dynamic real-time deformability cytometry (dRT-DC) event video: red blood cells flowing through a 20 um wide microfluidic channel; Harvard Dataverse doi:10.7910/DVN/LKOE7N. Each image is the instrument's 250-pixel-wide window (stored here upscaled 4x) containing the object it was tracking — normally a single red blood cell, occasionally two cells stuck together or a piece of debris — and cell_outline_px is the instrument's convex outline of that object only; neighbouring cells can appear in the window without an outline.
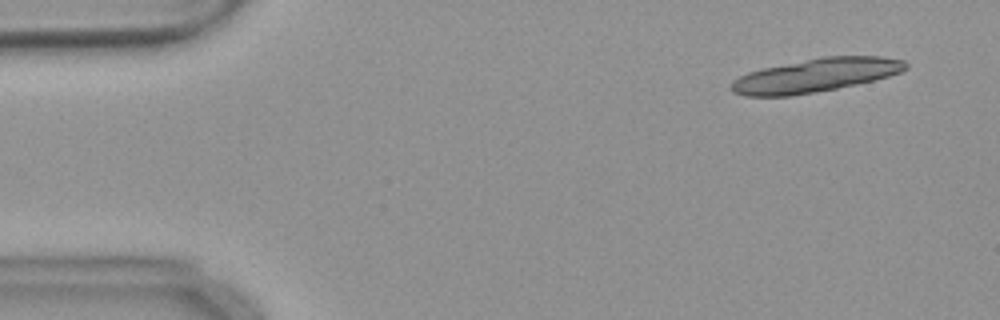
{"species": "common noctule bat (a hibernating species)", "species_latin": "Nyctalus noctula", "temperature_condition": "warm", "stored_images_in_passage": 20, "camera_frame_rate_fps": 3000, "um_per_image_px": 0.085, "animal": {"sex": "female", "body_mass_g": 18.4}, "frame": {"image": 1, "passage_image": 4, "time_ms": 1.0, "image_size_px": [1000, 320], "cell_outline_px": [[908, 68], [900, 72], [876, 80], [816, 92], [792, 96], [744, 96], [732, 92], [728, 88], [732, 80], [748, 72], [760, 68], [824, 56], [884, 56], [904, 60], [908, 64]], "centroid_in_image_um": [69.3, 6.4], "position_along_channel_um": 15.7, "area_um2": 34.45}}